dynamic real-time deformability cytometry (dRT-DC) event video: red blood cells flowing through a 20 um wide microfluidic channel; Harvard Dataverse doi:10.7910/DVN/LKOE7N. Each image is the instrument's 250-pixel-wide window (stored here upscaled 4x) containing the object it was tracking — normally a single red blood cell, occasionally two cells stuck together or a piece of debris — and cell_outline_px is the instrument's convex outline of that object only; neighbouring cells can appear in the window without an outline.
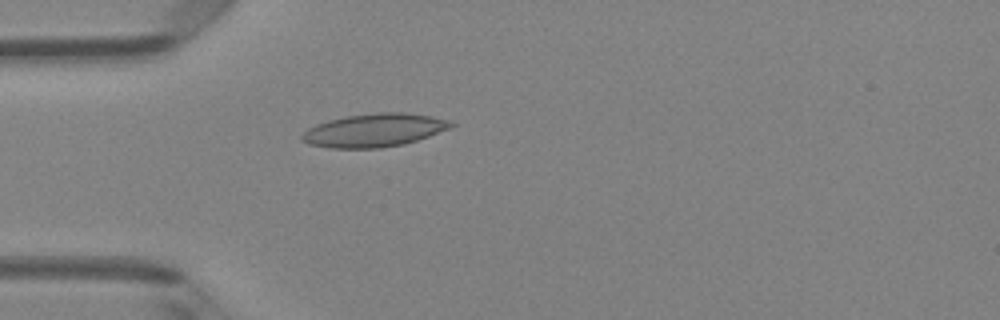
{"species": "Egyptian fruit bat (a non-hibernating species)", "species_latin": "Rousettus aegyptiacus", "temperature_condition": "room temperature", "stored_images_in_passage": 5, "camera_frame_rate_fps": 3000, "um_per_image_px": 0.085, "animal": {"sex": "female"}, "frame": {"image": 1, "passage_image": 5, "time_ms": 4.333, "image_size_px": [1000, 320], "cell_outline_px": [[456, 124], [452, 128], [404, 144], [380, 148], [332, 148], [308, 144], [300, 140], [300, 136], [308, 128], [316, 124], [328, 120], [348, 116], [376, 112], [408, 112], [432, 116], [452, 120]], "centroid_in_image_um": [31.84, 11.06], "position_along_channel_um": 53.2, "area_um2": 29.13}}